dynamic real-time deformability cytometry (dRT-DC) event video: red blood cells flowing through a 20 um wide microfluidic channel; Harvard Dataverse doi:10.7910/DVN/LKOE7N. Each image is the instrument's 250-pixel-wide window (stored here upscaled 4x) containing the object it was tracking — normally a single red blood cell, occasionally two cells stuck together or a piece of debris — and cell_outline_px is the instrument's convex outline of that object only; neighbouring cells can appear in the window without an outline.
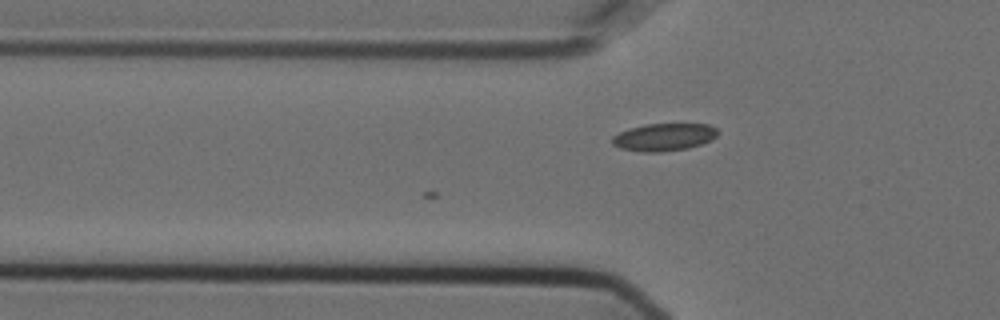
{"species": "Egyptian fruit bat (a non-hibernating species)", "species_latin": "Rousettus aegyptiacus", "temperature_condition": "cold", "stored_images_in_passage": 3, "camera_frame_rate_fps": 3000, "um_per_image_px": 0.085, "animal": {"sex": "female"}, "frame": {"image": 1, "passage_image": 3, "time_ms": 0.667, "image_size_px": [1000, 320], "cell_outline_px": [[720, 132], [712, 140], [688, 148], [660, 152], [644, 152], [620, 148], [612, 144], [612, 136], [628, 128], [644, 124], [708, 124], [716, 128]], "centroid_in_image_um": [56.44, 11.65], "position_along_channel_um": 69.4, "area_um2": 16.99}}